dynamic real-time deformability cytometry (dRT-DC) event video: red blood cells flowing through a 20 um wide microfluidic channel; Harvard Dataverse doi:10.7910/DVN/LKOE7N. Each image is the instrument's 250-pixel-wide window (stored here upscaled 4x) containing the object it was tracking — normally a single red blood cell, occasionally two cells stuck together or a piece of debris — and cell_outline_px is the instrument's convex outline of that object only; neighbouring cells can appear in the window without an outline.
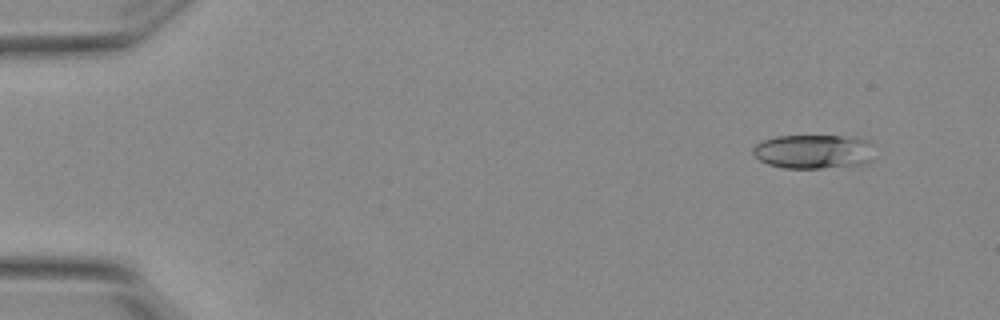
{"species": "Egyptian fruit bat (a non-hibernating species)", "species_latin": "Rousettus aegyptiacus", "temperature_condition": "warm", "stored_images_in_passage": 4, "camera_frame_rate_fps": 3000, "um_per_image_px": 0.085, "animal": {"sex": "female"}, "frame": {"image": 1, "passage_image": 2, "time_ms": 0.333, "image_size_px": [1000, 320], "cell_outline_px": [[872, 160], [864, 164], [820, 168], [784, 168], [768, 164], [760, 160], [752, 152], [752, 148], [760, 140], [776, 136], [856, 136], [872, 140]], "centroid_in_image_um": [69.18, 12.86], "position_along_channel_um": 15.8, "area_um2": 24.57}}
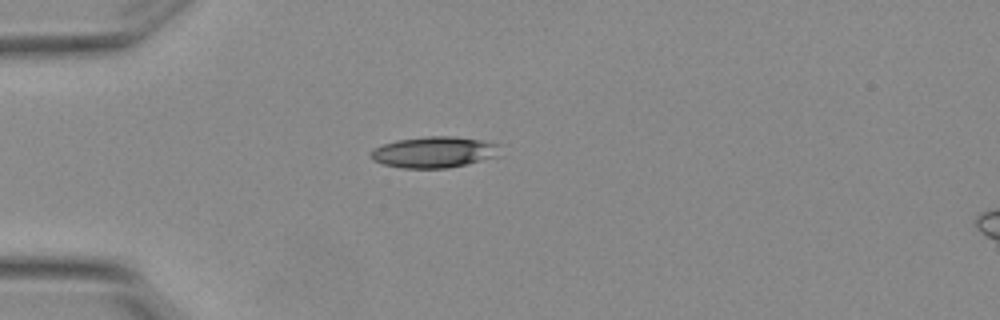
{"frame": {"image": 2, "passage_image": 4, "time_ms": 1.0, "image_size_px": [1000, 320], "cell_outline_px": [[500, 156], [448, 168], [400, 168], [384, 164], [372, 160], [368, 156], [368, 152], [372, 148], [396, 140], [428, 136], [452, 136], [484, 140], [500, 144]], "centroid_in_image_um": [36.89, 12.93], "position_along_channel_um": 48.1, "area_um2": 23.81}}